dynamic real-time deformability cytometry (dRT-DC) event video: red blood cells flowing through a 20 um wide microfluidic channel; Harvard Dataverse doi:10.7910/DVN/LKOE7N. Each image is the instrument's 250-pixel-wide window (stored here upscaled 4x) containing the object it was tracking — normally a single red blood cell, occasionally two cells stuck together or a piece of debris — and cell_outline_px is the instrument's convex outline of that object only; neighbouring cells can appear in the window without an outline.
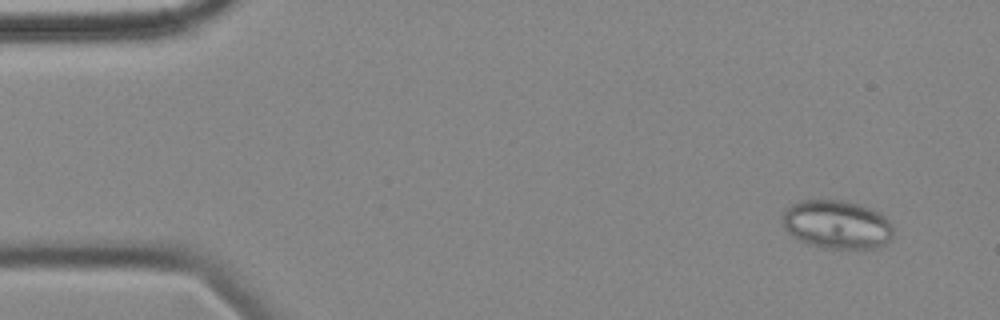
{"species": "common noctule bat (a hibernating species)", "species_latin": "Nyctalus noctula", "temperature_condition": "cold", "stored_images_in_passage": 4, "camera_frame_rate_fps": 3000, "um_per_image_px": 0.085, "animal": {"sex": "female", "body_mass_g": 18.4}, "frame": {"image": 1, "passage_image": 1, "time_ms": 0.0, "image_size_px": [1000, 320], "cell_outline_px": [[892, 236], [880, 248], [820, 248], [808, 244], [792, 236], [784, 228], [780, 216], [784, 208], [800, 200], [840, 200], [856, 204], [880, 212], [888, 220], [892, 228]], "centroid_in_image_um": [71.07, 19.08], "position_along_channel_um": 13.9, "area_um2": 31.5}}